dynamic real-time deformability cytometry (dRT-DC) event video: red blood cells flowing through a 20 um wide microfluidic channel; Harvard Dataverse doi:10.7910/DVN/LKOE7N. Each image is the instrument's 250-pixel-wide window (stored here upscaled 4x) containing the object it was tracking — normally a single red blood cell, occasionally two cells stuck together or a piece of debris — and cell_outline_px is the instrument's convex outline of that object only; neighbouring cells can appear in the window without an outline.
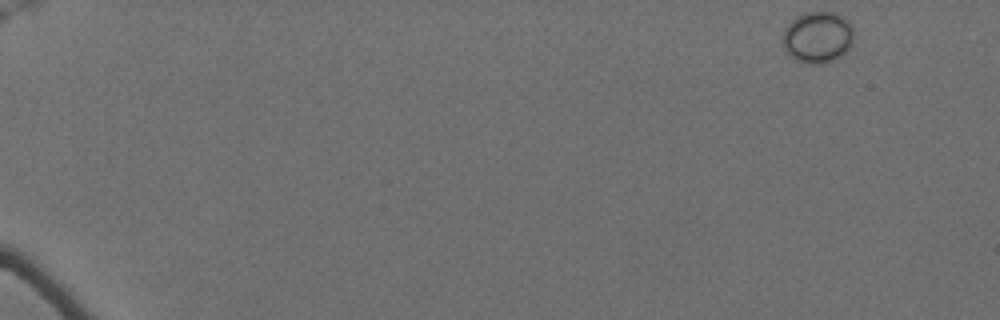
{"species": "Egyptian fruit bat (a non-hibernating species)", "species_latin": "Rousettus aegyptiacus", "temperature_condition": "cold", "stored_images_in_passage": 58, "camera_frame_rate_fps": 3000, "um_per_image_px": 0.085, "animal": {"sex": "female"}, "frame": {"image": 1, "passage_image": 1, "time_ms": 0.0, "image_size_px": [1000, 320], "cell_outline_px": [[852, 44], [840, 56], [824, 64], [808, 64], [796, 60], [784, 48], [784, 28], [796, 16], [804, 12], [836, 12], [844, 16], [852, 24]], "centroid_in_image_um": [69.52, 3.14], "position_along_channel_um": 15.5, "area_um2": 21.27}}
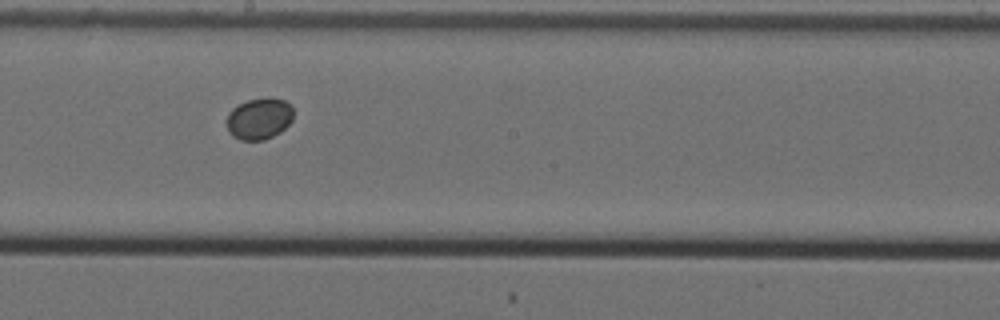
{"frame": {"image": 2, "passage_image": 34, "time_ms": 11.0, "image_size_px": [1000, 320], "cell_outline_px": [[292, 120], [280, 132], [264, 140], [240, 140], [232, 136], [228, 132], [228, 112], [232, 108], [248, 100], [268, 96], [284, 100], [292, 104]], "centroid_in_image_um": [22.04, 10.07], "position_along_channel_um": 226.2, "area_um2": 16.18}}
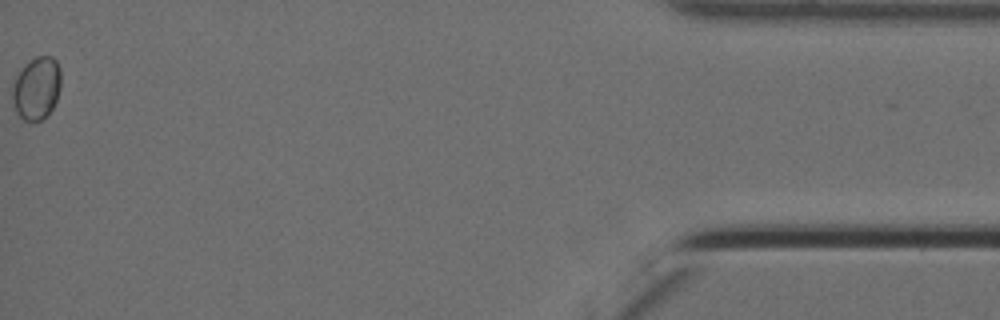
{"frame": {"image": 3, "passage_image": 58, "time_ms": 19.0, "image_size_px": [1000, 320], "cell_outline_px": [[60, 88], [56, 100], [48, 116], [40, 120], [24, 120], [16, 112], [12, 100], [12, 80], [24, 64], [28, 60], [36, 56], [52, 56], [56, 60], [60, 68]], "centroid_in_image_um": [3.09, 7.47], "position_along_channel_um": 432.1, "area_um2": 18.03}}